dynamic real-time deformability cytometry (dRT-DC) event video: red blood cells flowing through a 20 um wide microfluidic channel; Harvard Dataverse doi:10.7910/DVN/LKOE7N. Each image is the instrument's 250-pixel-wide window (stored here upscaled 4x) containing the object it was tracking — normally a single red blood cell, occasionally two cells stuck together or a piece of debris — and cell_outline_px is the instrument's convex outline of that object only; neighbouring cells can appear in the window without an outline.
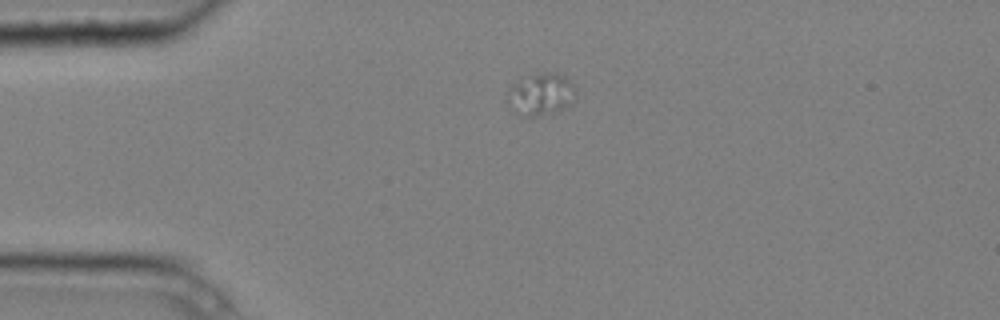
{"species": "common noctule bat (a hibernating species)", "species_latin": "Nyctalus noctula", "temperature_condition": "cold", "stored_images_in_passage": 4, "camera_frame_rate_fps": 3000, "um_per_image_px": 0.085, "animal": {"sex": "male", "body_mass_g": 20.4}, "frame": {"image": 1, "passage_image": 2, "time_ms": 0.333, "image_size_px": [1000, 320], "cell_outline_px": [[576, 100], [552, 116], [524, 116], [508, 104], [508, 92], [520, 80], [540, 72], [556, 72], [564, 76], [572, 84], [576, 92]], "centroid_in_image_um": [46.06, 8.04], "position_along_channel_um": 38.9, "area_um2": 16.7}}